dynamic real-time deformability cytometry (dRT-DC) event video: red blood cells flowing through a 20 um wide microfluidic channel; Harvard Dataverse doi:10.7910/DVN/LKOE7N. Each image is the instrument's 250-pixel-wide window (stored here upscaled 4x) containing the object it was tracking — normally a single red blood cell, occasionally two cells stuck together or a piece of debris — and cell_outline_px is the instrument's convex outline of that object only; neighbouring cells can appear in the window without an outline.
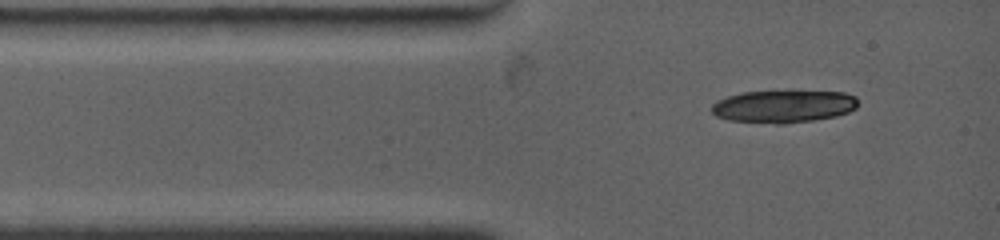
{"species": "common noctule bat (a hibernating species)", "species_latin": "Nyctalus noctula", "temperature_condition": "warm", "stored_images_in_passage": 1, "camera_frame_rate_fps": 4500, "um_per_image_px": 0.085, "animal": {"sex": "female", "body_mass_g": 19.0, "forearm_length_mm": 53.3}, "frame": {"image": 1, "passage_image": 1, "time_ms": 0.0, "image_size_px": [1000, 240], "cell_outline_px": [[856, 108], [848, 112], [836, 116], [812, 120], [784, 124], [776, 124], [728, 120], [716, 116], [712, 112], [712, 104], [716, 100], [740, 92], [788, 88], [844, 92], [856, 96]], "centroid_in_image_um": [66.59, 8.98], "position_along_channel_um": 18.4, "area_um2": 29.02}}